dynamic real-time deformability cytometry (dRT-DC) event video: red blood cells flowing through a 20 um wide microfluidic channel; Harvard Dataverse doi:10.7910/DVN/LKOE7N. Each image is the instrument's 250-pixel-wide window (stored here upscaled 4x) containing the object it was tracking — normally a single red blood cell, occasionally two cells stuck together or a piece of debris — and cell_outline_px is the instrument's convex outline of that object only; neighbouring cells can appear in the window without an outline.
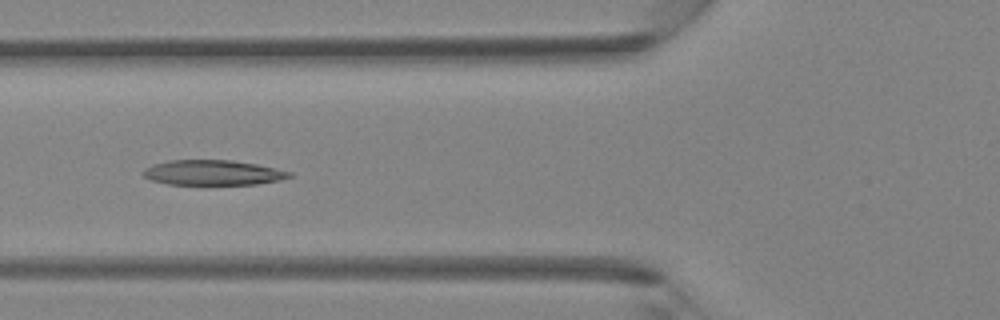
{"species": "Egyptian fruit bat (a non-hibernating species)", "species_latin": "Rousettus aegyptiacus", "temperature_condition": "room temperature", "stored_images_in_passage": 4, "camera_frame_rate_fps": 3000, "um_per_image_px": 0.085, "animal": {"sex": "female"}, "frame": {"image": 1, "passage_image": 4, "time_ms": 4.333, "image_size_px": [1000, 320], "cell_outline_px": [[292, 176], [280, 180], [256, 184], [168, 184], [152, 180], [144, 176], [140, 172], [144, 168], [152, 164], [168, 160], [232, 160], [256, 164], [292, 172]], "centroid_in_image_um": [18.05, 14.67], "position_along_channel_um": 107.7, "area_um2": 21.33}}